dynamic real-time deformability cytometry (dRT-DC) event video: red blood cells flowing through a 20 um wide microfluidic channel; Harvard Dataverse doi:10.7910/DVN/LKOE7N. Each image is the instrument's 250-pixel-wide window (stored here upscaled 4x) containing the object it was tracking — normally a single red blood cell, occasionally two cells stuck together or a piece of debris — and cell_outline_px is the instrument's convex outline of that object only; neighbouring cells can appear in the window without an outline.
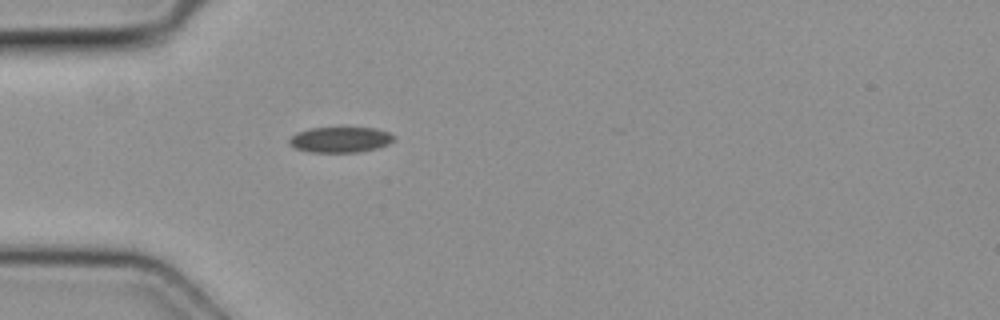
{"species": "common noctule bat (a hibernating species)", "species_latin": "Nyctalus noctula", "temperature_condition": "cold", "stored_images_in_passage": 4, "camera_frame_rate_fps": 3000, "um_per_image_px": 0.085, "animal": {"sex": "female", "body_mass_g": 19.3, "forearm_length_mm": 54.1}, "frame": {"image": 1, "passage_image": 4, "time_ms": 1.0, "image_size_px": [1000, 320], "cell_outline_px": [[396, 136], [388, 144], [376, 148], [360, 152], [308, 152], [296, 148], [288, 144], [288, 140], [296, 132], [308, 128], [376, 128], [388, 132]], "centroid_in_image_um": [28.9, 11.87], "position_along_channel_um": 56.1, "area_um2": 15.61}}